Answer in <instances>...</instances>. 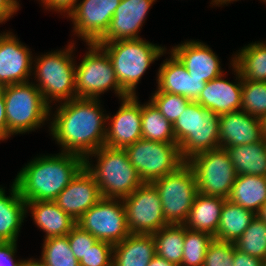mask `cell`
<instances>
[{
    "label": "cell",
    "mask_w": 266,
    "mask_h": 266,
    "mask_svg": "<svg viewBox=\"0 0 266 266\" xmlns=\"http://www.w3.org/2000/svg\"><path fill=\"white\" fill-rule=\"evenodd\" d=\"M98 102V98H74L59 107L51 132L63 147L62 152L88 159L89 154L105 145L104 122L110 117L103 114Z\"/></svg>",
    "instance_id": "6da1fadb"
},
{
    "label": "cell",
    "mask_w": 266,
    "mask_h": 266,
    "mask_svg": "<svg viewBox=\"0 0 266 266\" xmlns=\"http://www.w3.org/2000/svg\"><path fill=\"white\" fill-rule=\"evenodd\" d=\"M84 166L83 157L67 152L38 157L22 168L14 183L26 202L54 201Z\"/></svg>",
    "instance_id": "7a4b0ae2"
},
{
    "label": "cell",
    "mask_w": 266,
    "mask_h": 266,
    "mask_svg": "<svg viewBox=\"0 0 266 266\" xmlns=\"http://www.w3.org/2000/svg\"><path fill=\"white\" fill-rule=\"evenodd\" d=\"M97 155L96 167L85 159L86 169L95 178L102 198L123 199L144 182L131 164L125 149L103 146L89 155Z\"/></svg>",
    "instance_id": "3957f363"
},
{
    "label": "cell",
    "mask_w": 266,
    "mask_h": 266,
    "mask_svg": "<svg viewBox=\"0 0 266 266\" xmlns=\"http://www.w3.org/2000/svg\"><path fill=\"white\" fill-rule=\"evenodd\" d=\"M180 155L186 162L198 153L220 147L219 116L191 102L173 124Z\"/></svg>",
    "instance_id": "277c9868"
},
{
    "label": "cell",
    "mask_w": 266,
    "mask_h": 266,
    "mask_svg": "<svg viewBox=\"0 0 266 266\" xmlns=\"http://www.w3.org/2000/svg\"><path fill=\"white\" fill-rule=\"evenodd\" d=\"M99 46L108 54L117 81L129 96L135 95L136 85L142 75L165 51V48L141 38L105 42Z\"/></svg>",
    "instance_id": "5b68a950"
},
{
    "label": "cell",
    "mask_w": 266,
    "mask_h": 266,
    "mask_svg": "<svg viewBox=\"0 0 266 266\" xmlns=\"http://www.w3.org/2000/svg\"><path fill=\"white\" fill-rule=\"evenodd\" d=\"M5 101L7 138L41 126L49 115L48 105L41 91L29 82L0 87Z\"/></svg>",
    "instance_id": "8992f818"
},
{
    "label": "cell",
    "mask_w": 266,
    "mask_h": 266,
    "mask_svg": "<svg viewBox=\"0 0 266 266\" xmlns=\"http://www.w3.org/2000/svg\"><path fill=\"white\" fill-rule=\"evenodd\" d=\"M186 162L194 172L198 193L228 198L237 173L225 148L198 153Z\"/></svg>",
    "instance_id": "52a82bcc"
},
{
    "label": "cell",
    "mask_w": 266,
    "mask_h": 266,
    "mask_svg": "<svg viewBox=\"0 0 266 266\" xmlns=\"http://www.w3.org/2000/svg\"><path fill=\"white\" fill-rule=\"evenodd\" d=\"M165 220L169 224H184L196 194L197 184L192 168L185 162L175 172L154 180Z\"/></svg>",
    "instance_id": "ba28073f"
},
{
    "label": "cell",
    "mask_w": 266,
    "mask_h": 266,
    "mask_svg": "<svg viewBox=\"0 0 266 266\" xmlns=\"http://www.w3.org/2000/svg\"><path fill=\"white\" fill-rule=\"evenodd\" d=\"M129 161L144 183L175 172L185 163L177 143L139 139L125 148Z\"/></svg>",
    "instance_id": "9c48e42d"
},
{
    "label": "cell",
    "mask_w": 266,
    "mask_h": 266,
    "mask_svg": "<svg viewBox=\"0 0 266 266\" xmlns=\"http://www.w3.org/2000/svg\"><path fill=\"white\" fill-rule=\"evenodd\" d=\"M67 50L55 51L43 55L36 62V76L39 84L37 88L41 91L45 102L49 105V97L54 100H73L76 97L75 71L76 66L71 58L73 45Z\"/></svg>",
    "instance_id": "30bf717a"
},
{
    "label": "cell",
    "mask_w": 266,
    "mask_h": 266,
    "mask_svg": "<svg viewBox=\"0 0 266 266\" xmlns=\"http://www.w3.org/2000/svg\"><path fill=\"white\" fill-rule=\"evenodd\" d=\"M89 51L75 71L77 98H97L105 90H115L120 98L129 96L119 85L108 54L96 43H88Z\"/></svg>",
    "instance_id": "8fae6325"
},
{
    "label": "cell",
    "mask_w": 266,
    "mask_h": 266,
    "mask_svg": "<svg viewBox=\"0 0 266 266\" xmlns=\"http://www.w3.org/2000/svg\"><path fill=\"white\" fill-rule=\"evenodd\" d=\"M121 200L102 198L77 220L76 225L97 240L112 245L122 242L131 233L127 228L126 212Z\"/></svg>",
    "instance_id": "7c38bea8"
},
{
    "label": "cell",
    "mask_w": 266,
    "mask_h": 266,
    "mask_svg": "<svg viewBox=\"0 0 266 266\" xmlns=\"http://www.w3.org/2000/svg\"><path fill=\"white\" fill-rule=\"evenodd\" d=\"M122 201L130 233L153 234L169 225L163 215L159 192L152 183H143Z\"/></svg>",
    "instance_id": "4fadbf2b"
},
{
    "label": "cell",
    "mask_w": 266,
    "mask_h": 266,
    "mask_svg": "<svg viewBox=\"0 0 266 266\" xmlns=\"http://www.w3.org/2000/svg\"><path fill=\"white\" fill-rule=\"evenodd\" d=\"M121 0H83L68 15L74 31L87 43H96L108 30Z\"/></svg>",
    "instance_id": "5bb4252c"
},
{
    "label": "cell",
    "mask_w": 266,
    "mask_h": 266,
    "mask_svg": "<svg viewBox=\"0 0 266 266\" xmlns=\"http://www.w3.org/2000/svg\"><path fill=\"white\" fill-rule=\"evenodd\" d=\"M101 199L102 196L95 178L84 166L59 193L54 202L77 221Z\"/></svg>",
    "instance_id": "9a60e30c"
},
{
    "label": "cell",
    "mask_w": 266,
    "mask_h": 266,
    "mask_svg": "<svg viewBox=\"0 0 266 266\" xmlns=\"http://www.w3.org/2000/svg\"><path fill=\"white\" fill-rule=\"evenodd\" d=\"M122 105L112 117L111 126L106 129L105 146L125 149L142 138V105L136 95L122 99Z\"/></svg>",
    "instance_id": "2e32d148"
},
{
    "label": "cell",
    "mask_w": 266,
    "mask_h": 266,
    "mask_svg": "<svg viewBox=\"0 0 266 266\" xmlns=\"http://www.w3.org/2000/svg\"><path fill=\"white\" fill-rule=\"evenodd\" d=\"M155 0H121L106 33L96 42L140 39L137 33Z\"/></svg>",
    "instance_id": "e0dca14e"
},
{
    "label": "cell",
    "mask_w": 266,
    "mask_h": 266,
    "mask_svg": "<svg viewBox=\"0 0 266 266\" xmlns=\"http://www.w3.org/2000/svg\"><path fill=\"white\" fill-rule=\"evenodd\" d=\"M31 53L11 33L0 35V87L28 82Z\"/></svg>",
    "instance_id": "ac0fdd59"
},
{
    "label": "cell",
    "mask_w": 266,
    "mask_h": 266,
    "mask_svg": "<svg viewBox=\"0 0 266 266\" xmlns=\"http://www.w3.org/2000/svg\"><path fill=\"white\" fill-rule=\"evenodd\" d=\"M220 147L253 144L263 139L261 119L239 110L219 115Z\"/></svg>",
    "instance_id": "d6986e66"
},
{
    "label": "cell",
    "mask_w": 266,
    "mask_h": 266,
    "mask_svg": "<svg viewBox=\"0 0 266 266\" xmlns=\"http://www.w3.org/2000/svg\"><path fill=\"white\" fill-rule=\"evenodd\" d=\"M173 53L187 69L190 76L209 82L222 76L220 61L205 44L196 41L175 46Z\"/></svg>",
    "instance_id": "ffe728a7"
},
{
    "label": "cell",
    "mask_w": 266,
    "mask_h": 266,
    "mask_svg": "<svg viewBox=\"0 0 266 266\" xmlns=\"http://www.w3.org/2000/svg\"><path fill=\"white\" fill-rule=\"evenodd\" d=\"M171 58L164 61L158 72V90L181 95L195 102L207 82L190 76L181 61L171 53Z\"/></svg>",
    "instance_id": "44dd1931"
},
{
    "label": "cell",
    "mask_w": 266,
    "mask_h": 266,
    "mask_svg": "<svg viewBox=\"0 0 266 266\" xmlns=\"http://www.w3.org/2000/svg\"><path fill=\"white\" fill-rule=\"evenodd\" d=\"M232 66L240 80L238 84H233L224 80L223 76H219L206 83L205 88L195 101L205 109L212 110L218 116L224 113L241 110L243 79L238 69L234 65Z\"/></svg>",
    "instance_id": "7402d4cb"
},
{
    "label": "cell",
    "mask_w": 266,
    "mask_h": 266,
    "mask_svg": "<svg viewBox=\"0 0 266 266\" xmlns=\"http://www.w3.org/2000/svg\"><path fill=\"white\" fill-rule=\"evenodd\" d=\"M155 255L156 243L152 234L131 233L113 245L112 266H148Z\"/></svg>",
    "instance_id": "603a6c76"
},
{
    "label": "cell",
    "mask_w": 266,
    "mask_h": 266,
    "mask_svg": "<svg viewBox=\"0 0 266 266\" xmlns=\"http://www.w3.org/2000/svg\"><path fill=\"white\" fill-rule=\"evenodd\" d=\"M26 208H30L33 220L44 232L46 238L67 236L76 226L77 221L61 210L54 201H29Z\"/></svg>",
    "instance_id": "cb8c5ba5"
},
{
    "label": "cell",
    "mask_w": 266,
    "mask_h": 266,
    "mask_svg": "<svg viewBox=\"0 0 266 266\" xmlns=\"http://www.w3.org/2000/svg\"><path fill=\"white\" fill-rule=\"evenodd\" d=\"M225 200V198L197 193L184 225L187 229L206 232L215 237Z\"/></svg>",
    "instance_id": "d4e9b609"
},
{
    "label": "cell",
    "mask_w": 266,
    "mask_h": 266,
    "mask_svg": "<svg viewBox=\"0 0 266 266\" xmlns=\"http://www.w3.org/2000/svg\"><path fill=\"white\" fill-rule=\"evenodd\" d=\"M11 191V196L6 197L0 188V241L16 242L27 209L14 182Z\"/></svg>",
    "instance_id": "484cf974"
},
{
    "label": "cell",
    "mask_w": 266,
    "mask_h": 266,
    "mask_svg": "<svg viewBox=\"0 0 266 266\" xmlns=\"http://www.w3.org/2000/svg\"><path fill=\"white\" fill-rule=\"evenodd\" d=\"M227 199L257 215L266 203V176L237 175Z\"/></svg>",
    "instance_id": "4316f807"
},
{
    "label": "cell",
    "mask_w": 266,
    "mask_h": 266,
    "mask_svg": "<svg viewBox=\"0 0 266 266\" xmlns=\"http://www.w3.org/2000/svg\"><path fill=\"white\" fill-rule=\"evenodd\" d=\"M237 175L266 176V139L247 145L226 147Z\"/></svg>",
    "instance_id": "83f0119b"
},
{
    "label": "cell",
    "mask_w": 266,
    "mask_h": 266,
    "mask_svg": "<svg viewBox=\"0 0 266 266\" xmlns=\"http://www.w3.org/2000/svg\"><path fill=\"white\" fill-rule=\"evenodd\" d=\"M255 216L256 214L252 211L226 199L221 210L220 222L214 238L235 243L248 228Z\"/></svg>",
    "instance_id": "f1b7e54d"
},
{
    "label": "cell",
    "mask_w": 266,
    "mask_h": 266,
    "mask_svg": "<svg viewBox=\"0 0 266 266\" xmlns=\"http://www.w3.org/2000/svg\"><path fill=\"white\" fill-rule=\"evenodd\" d=\"M236 56L232 64L243 80L266 82V44H249Z\"/></svg>",
    "instance_id": "f546056e"
},
{
    "label": "cell",
    "mask_w": 266,
    "mask_h": 266,
    "mask_svg": "<svg viewBox=\"0 0 266 266\" xmlns=\"http://www.w3.org/2000/svg\"><path fill=\"white\" fill-rule=\"evenodd\" d=\"M156 243V254L181 266L185 239L184 224H169L152 234Z\"/></svg>",
    "instance_id": "4dcf8cb0"
},
{
    "label": "cell",
    "mask_w": 266,
    "mask_h": 266,
    "mask_svg": "<svg viewBox=\"0 0 266 266\" xmlns=\"http://www.w3.org/2000/svg\"><path fill=\"white\" fill-rule=\"evenodd\" d=\"M142 139L165 143H176L172 123L150 101L142 105Z\"/></svg>",
    "instance_id": "1f68e13d"
},
{
    "label": "cell",
    "mask_w": 266,
    "mask_h": 266,
    "mask_svg": "<svg viewBox=\"0 0 266 266\" xmlns=\"http://www.w3.org/2000/svg\"><path fill=\"white\" fill-rule=\"evenodd\" d=\"M234 244L240 251L266 262V222L256 215Z\"/></svg>",
    "instance_id": "d6a6232c"
},
{
    "label": "cell",
    "mask_w": 266,
    "mask_h": 266,
    "mask_svg": "<svg viewBox=\"0 0 266 266\" xmlns=\"http://www.w3.org/2000/svg\"><path fill=\"white\" fill-rule=\"evenodd\" d=\"M41 260L47 266H80L71 250L68 236L46 238Z\"/></svg>",
    "instance_id": "836d02e7"
},
{
    "label": "cell",
    "mask_w": 266,
    "mask_h": 266,
    "mask_svg": "<svg viewBox=\"0 0 266 266\" xmlns=\"http://www.w3.org/2000/svg\"><path fill=\"white\" fill-rule=\"evenodd\" d=\"M213 238L206 232L193 231L185 226L181 266H203L207 249Z\"/></svg>",
    "instance_id": "e575fe53"
},
{
    "label": "cell",
    "mask_w": 266,
    "mask_h": 266,
    "mask_svg": "<svg viewBox=\"0 0 266 266\" xmlns=\"http://www.w3.org/2000/svg\"><path fill=\"white\" fill-rule=\"evenodd\" d=\"M241 109L260 119L266 115V82L242 80Z\"/></svg>",
    "instance_id": "d590c367"
},
{
    "label": "cell",
    "mask_w": 266,
    "mask_h": 266,
    "mask_svg": "<svg viewBox=\"0 0 266 266\" xmlns=\"http://www.w3.org/2000/svg\"><path fill=\"white\" fill-rule=\"evenodd\" d=\"M151 102L173 125L192 101L181 95L168 92H155Z\"/></svg>",
    "instance_id": "8d00e7d4"
},
{
    "label": "cell",
    "mask_w": 266,
    "mask_h": 266,
    "mask_svg": "<svg viewBox=\"0 0 266 266\" xmlns=\"http://www.w3.org/2000/svg\"><path fill=\"white\" fill-rule=\"evenodd\" d=\"M235 244L213 238L207 249L203 266H233Z\"/></svg>",
    "instance_id": "74e56055"
},
{
    "label": "cell",
    "mask_w": 266,
    "mask_h": 266,
    "mask_svg": "<svg viewBox=\"0 0 266 266\" xmlns=\"http://www.w3.org/2000/svg\"><path fill=\"white\" fill-rule=\"evenodd\" d=\"M113 245L98 240L79 261L80 266H112Z\"/></svg>",
    "instance_id": "f35d334b"
},
{
    "label": "cell",
    "mask_w": 266,
    "mask_h": 266,
    "mask_svg": "<svg viewBox=\"0 0 266 266\" xmlns=\"http://www.w3.org/2000/svg\"><path fill=\"white\" fill-rule=\"evenodd\" d=\"M67 236L71 250L78 261H80L98 241L94 236L82 230L78 225H76Z\"/></svg>",
    "instance_id": "ab89813d"
},
{
    "label": "cell",
    "mask_w": 266,
    "mask_h": 266,
    "mask_svg": "<svg viewBox=\"0 0 266 266\" xmlns=\"http://www.w3.org/2000/svg\"><path fill=\"white\" fill-rule=\"evenodd\" d=\"M16 242L0 241V266H22L24 261H16L14 253Z\"/></svg>",
    "instance_id": "60d3db41"
},
{
    "label": "cell",
    "mask_w": 266,
    "mask_h": 266,
    "mask_svg": "<svg viewBox=\"0 0 266 266\" xmlns=\"http://www.w3.org/2000/svg\"><path fill=\"white\" fill-rule=\"evenodd\" d=\"M233 266H265V262L259 258L246 254L235 247Z\"/></svg>",
    "instance_id": "b9f144b4"
},
{
    "label": "cell",
    "mask_w": 266,
    "mask_h": 266,
    "mask_svg": "<svg viewBox=\"0 0 266 266\" xmlns=\"http://www.w3.org/2000/svg\"><path fill=\"white\" fill-rule=\"evenodd\" d=\"M45 7L56 9L59 12H66L69 15L76 7L77 0H41Z\"/></svg>",
    "instance_id": "7bdbcfd3"
},
{
    "label": "cell",
    "mask_w": 266,
    "mask_h": 266,
    "mask_svg": "<svg viewBox=\"0 0 266 266\" xmlns=\"http://www.w3.org/2000/svg\"><path fill=\"white\" fill-rule=\"evenodd\" d=\"M16 0H0V23L6 21L19 8Z\"/></svg>",
    "instance_id": "ee69618b"
},
{
    "label": "cell",
    "mask_w": 266,
    "mask_h": 266,
    "mask_svg": "<svg viewBox=\"0 0 266 266\" xmlns=\"http://www.w3.org/2000/svg\"><path fill=\"white\" fill-rule=\"evenodd\" d=\"M7 138V122L5 113V101L0 90V140Z\"/></svg>",
    "instance_id": "f6af8a7d"
},
{
    "label": "cell",
    "mask_w": 266,
    "mask_h": 266,
    "mask_svg": "<svg viewBox=\"0 0 266 266\" xmlns=\"http://www.w3.org/2000/svg\"><path fill=\"white\" fill-rule=\"evenodd\" d=\"M148 266H176L174 263L165 260L157 254L152 258Z\"/></svg>",
    "instance_id": "bcb514c9"
},
{
    "label": "cell",
    "mask_w": 266,
    "mask_h": 266,
    "mask_svg": "<svg viewBox=\"0 0 266 266\" xmlns=\"http://www.w3.org/2000/svg\"><path fill=\"white\" fill-rule=\"evenodd\" d=\"M22 266H47L42 260H24Z\"/></svg>",
    "instance_id": "7dc6e473"
},
{
    "label": "cell",
    "mask_w": 266,
    "mask_h": 266,
    "mask_svg": "<svg viewBox=\"0 0 266 266\" xmlns=\"http://www.w3.org/2000/svg\"><path fill=\"white\" fill-rule=\"evenodd\" d=\"M264 222H266V203L261 207L257 214Z\"/></svg>",
    "instance_id": "c3c4849f"
},
{
    "label": "cell",
    "mask_w": 266,
    "mask_h": 266,
    "mask_svg": "<svg viewBox=\"0 0 266 266\" xmlns=\"http://www.w3.org/2000/svg\"><path fill=\"white\" fill-rule=\"evenodd\" d=\"M261 126H262V134H263V138L266 139V115H264L261 118Z\"/></svg>",
    "instance_id": "681fc988"
}]
</instances>
